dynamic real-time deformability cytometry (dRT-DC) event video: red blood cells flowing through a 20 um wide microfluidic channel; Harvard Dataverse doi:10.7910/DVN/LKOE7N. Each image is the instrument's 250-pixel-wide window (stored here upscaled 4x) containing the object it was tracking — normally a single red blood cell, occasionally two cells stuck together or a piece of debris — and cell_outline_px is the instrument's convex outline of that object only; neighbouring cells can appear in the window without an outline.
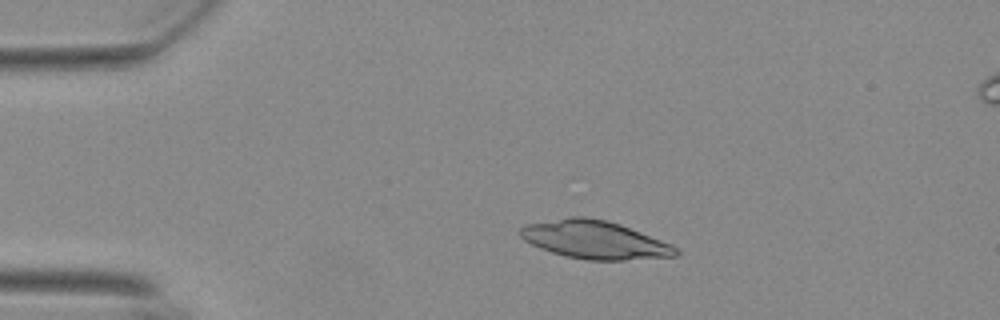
{"species": "Egyptian fruit bat (a non-hibernating species)", "species_latin": "Rousettus aegyptiacus", "temperature_condition": "warm", "stored_images_in_passage": 54, "camera_frame_rate_fps": 3000, "um_per_image_px": 0.085, "animal": {"sex": "female"}, "frame": {"image": 1, "passage_image": 10, "time_ms": 3.0, "image_size_px": [1000, 320], "cell_outline_px": [[680, 252], [676, 256], [624, 260], [588, 260], [564, 256], [540, 248], [524, 240], [520, 236], [520, 228], [524, 224], [572, 216], [584, 216], [604, 220], [620, 224], [672, 244]], "centroid_in_image_um": [50.53, 20.38], "position_along_channel_um": 34.5, "area_um2": 34.45}}
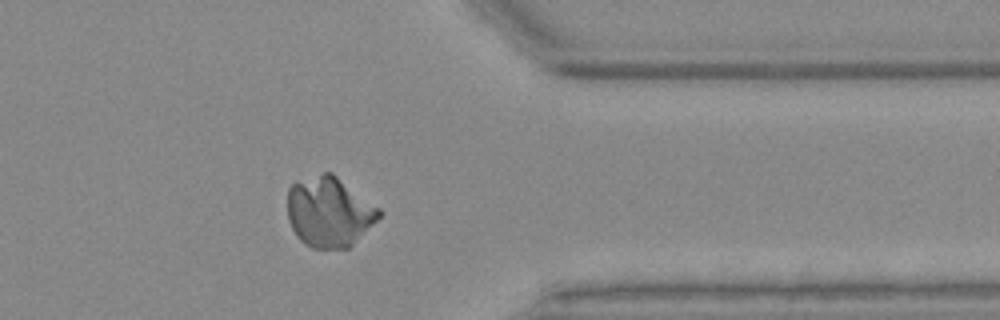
{"frame": {"image": 2, "passage_image": 43, "time_ms": 14.0, "image_size_px": [1000, 320], "cell_outline_px": [[380, 216], [348, 248], [312, 248], [304, 244], [296, 236], [288, 220], [288, 188], [296, 180], [324, 172], [332, 172], [380, 208]], "centroid_in_image_um": [27.94, 17.99], "position_along_channel_um": 383.5, "area_um2": 37.34}}
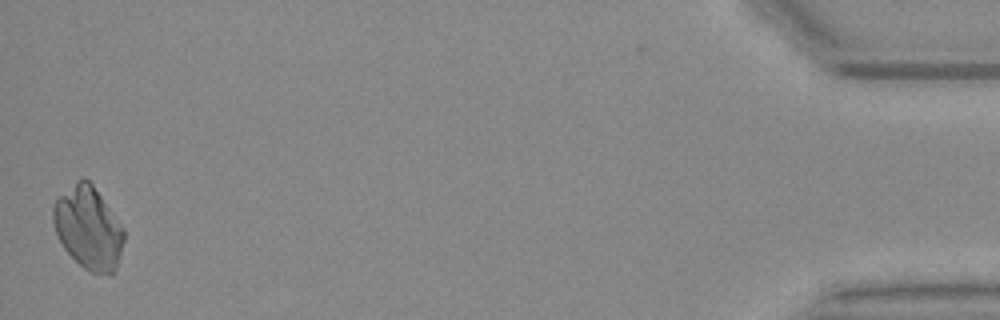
{"frame": {"image": 3, "passage_image": 53, "time_ms": 17.333, "image_size_px": [1000, 320], "cell_outline_px": [[124, 240], [116, 272], [112, 276], [92, 272], [84, 268], [64, 248], [56, 232], [52, 220], [52, 208], [56, 200], [80, 176], [84, 176], [92, 184], [124, 228]], "centroid_in_image_um": [7.53, 19.38], "position_along_channel_um": 427.7, "area_um2": 33.99}}